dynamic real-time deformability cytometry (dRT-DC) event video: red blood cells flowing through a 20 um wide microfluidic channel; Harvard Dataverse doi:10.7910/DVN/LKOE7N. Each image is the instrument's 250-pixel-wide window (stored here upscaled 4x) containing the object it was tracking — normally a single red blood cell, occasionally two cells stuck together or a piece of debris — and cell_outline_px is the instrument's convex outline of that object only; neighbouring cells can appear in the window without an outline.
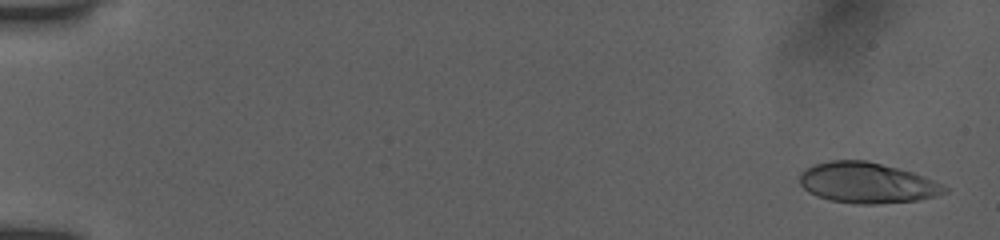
{"species": "human", "species_latin": "Homo sapiens", "temperature_condition": "room temperature", "stored_images_in_passage": 53, "camera_frame_rate_fps": 3000, "um_per_image_px": 0.085, "donor": {"sex": "female"}, "frame": {"image": 1, "passage_image": 2, "time_ms": 0.333, "image_size_px": [1000, 240], "cell_outline_px": [[948, 192], [916, 200], [876, 204], [856, 204], [828, 200], [816, 196], [808, 192], [800, 184], [800, 172], [804, 168], [812, 164], [832, 160], [868, 160], [912, 172], [924, 176], [948, 188]], "centroid_in_image_um": [73.63, 15.53], "position_along_channel_um": 11.4, "area_um2": 34.33}}
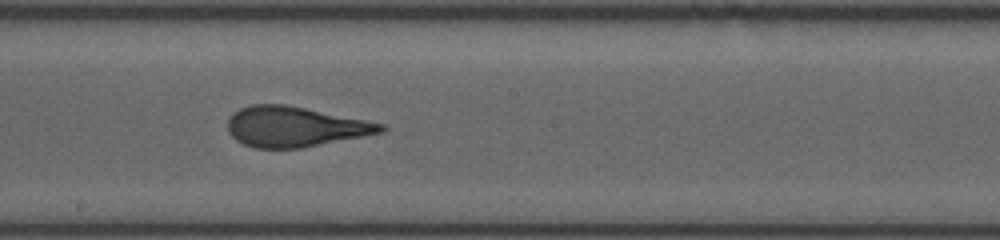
{"frame": {"image": 2, "passage_image": 31, "time_ms": 10.0, "image_size_px": [1000, 240], "cell_outline_px": [[388, 128], [384, 132], [300, 148], [252, 148], [236, 140], [228, 132], [228, 116], [232, 112], [240, 108], [252, 104], [284, 104], [384, 124]], "centroid_in_image_um": [25.01, 10.77], "position_along_channel_um": 223.2, "area_um2": 35.66}}
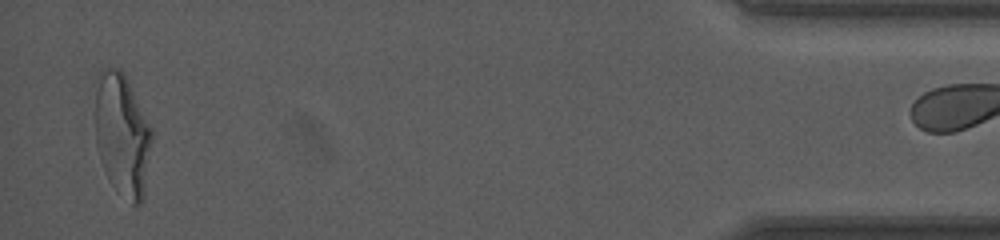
{"frame": {"image": 3, "passage_image": 52, "time_ms": 17.0, "image_size_px": [1000, 240], "cell_outline_px": [[152, 140], [144, 196], [140, 204], [132, 204], [116, 192], [112, 184], [100, 156], [96, 144], [96, 92], [100, 72], [104, 68], [120, 68], [124, 72], [152, 128]], "centroid_in_image_um": [10.42, 11.46], "position_along_channel_um": 424.8, "area_um2": 40.17}}